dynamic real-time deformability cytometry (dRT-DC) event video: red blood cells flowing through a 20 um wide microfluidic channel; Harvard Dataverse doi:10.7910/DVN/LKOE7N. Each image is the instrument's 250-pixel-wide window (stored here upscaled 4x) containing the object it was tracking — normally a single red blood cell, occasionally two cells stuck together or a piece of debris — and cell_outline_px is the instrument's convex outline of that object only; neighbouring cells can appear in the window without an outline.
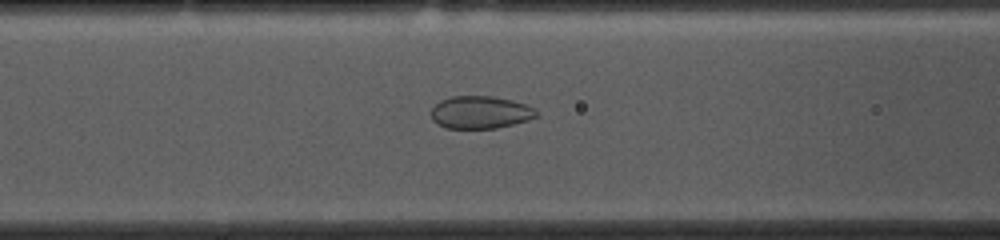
{"species": "common noctule bat (a hibernating species)", "species_latin": "Nyctalus noctula", "temperature_condition": "cold", "stored_images_in_passage": 53, "camera_frame_rate_fps": 3000, "um_per_image_px": 0.085, "animal": {"sex": "female", "body_mass_g": 10.0, "forearm_length_mm": 53.1}, "frame": {"image": 1, "passage_image": 20, "time_ms": 6.333, "image_size_px": [1000, 240], "cell_outline_px": [[540, 116], [528, 120], [496, 128], [444, 128], [436, 124], [432, 120], [432, 108], [440, 100], [452, 96], [492, 96], [512, 100], [536, 108]], "centroid_in_image_um": [40.84, 9.55], "position_along_channel_um": 125.8, "area_um2": 20.11}}
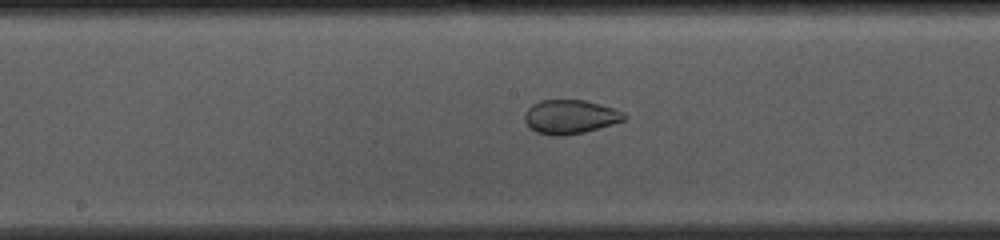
{"frame": {"image": 2, "passage_image": 26, "time_ms": 8.333, "image_size_px": [1000, 240], "cell_outline_px": [[628, 120], [584, 132], [564, 136], [552, 136], [536, 132], [528, 128], [524, 120], [524, 116], [528, 108], [532, 104], [540, 100], [584, 100], [600, 104], [624, 112], [628, 116]], "centroid_in_image_um": [48.47, 9.94], "position_along_channel_um": 199.7, "area_um2": 20.0}}
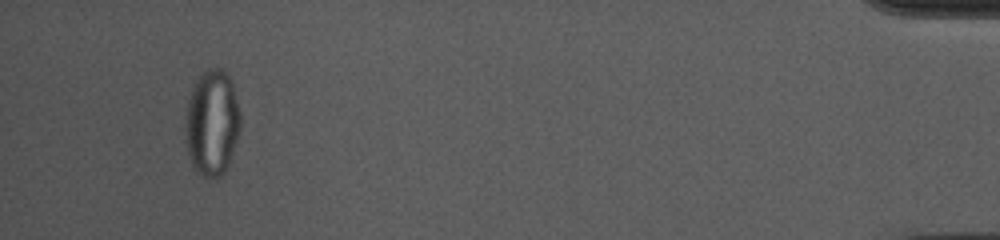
{"frame": {"image": 3, "passage_image": 50, "time_ms": 16.333, "image_size_px": [1000, 240], "cell_outline_px": [[240, 132], [228, 164], [224, 172], [220, 176], [204, 176], [196, 172], [192, 164], [188, 152], [184, 128], [184, 120], [188, 100], [192, 88], [196, 80], [208, 68], [220, 68], [228, 76], [232, 84], [240, 112]], "centroid_in_image_um": [18.01, 10.44], "position_along_channel_um": 417.2, "area_um2": 33.81}}